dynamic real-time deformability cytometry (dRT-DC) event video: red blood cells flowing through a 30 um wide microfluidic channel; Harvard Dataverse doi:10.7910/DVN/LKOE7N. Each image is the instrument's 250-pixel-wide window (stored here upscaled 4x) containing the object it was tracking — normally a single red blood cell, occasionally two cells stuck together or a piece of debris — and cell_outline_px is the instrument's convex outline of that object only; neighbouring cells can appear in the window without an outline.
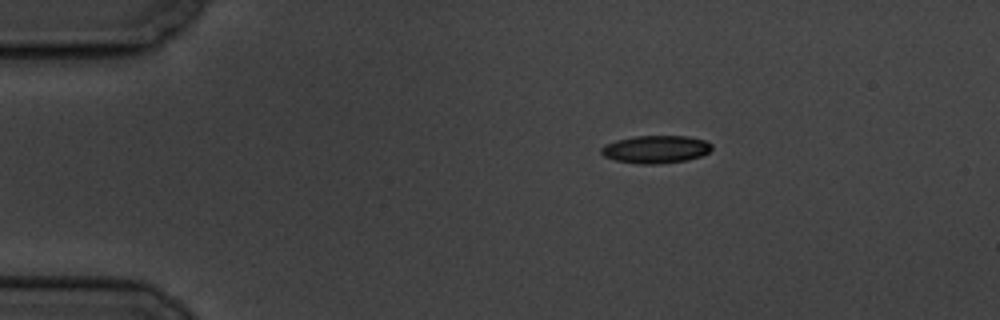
{"species": "common noctule bat (a hibernating species)", "species_latin": "Nyctalus noctula", "temperature_condition": "cold", "stored_images_in_passage": 3, "camera_frame_rate_fps": 3000, "um_per_image_px": 0.085, "animal": {"sex": "male", "body_mass_g": 19.5, "forearm_length_mm": 54.6}, "frame": {"image": 1, "passage_image": 1, "time_ms": 0.0, "image_size_px": [1000, 320], "cell_outline_px": [[712, 148], [708, 152], [700, 156], [688, 160], [656, 164], [640, 164], [616, 160], [604, 156], [600, 152], [600, 148], [616, 140], [636, 136], [688, 136], [704, 140], [712, 144]], "centroid_in_image_um": [55.75, 12.69], "position_along_channel_um": 29.2, "area_um2": 17.74}}